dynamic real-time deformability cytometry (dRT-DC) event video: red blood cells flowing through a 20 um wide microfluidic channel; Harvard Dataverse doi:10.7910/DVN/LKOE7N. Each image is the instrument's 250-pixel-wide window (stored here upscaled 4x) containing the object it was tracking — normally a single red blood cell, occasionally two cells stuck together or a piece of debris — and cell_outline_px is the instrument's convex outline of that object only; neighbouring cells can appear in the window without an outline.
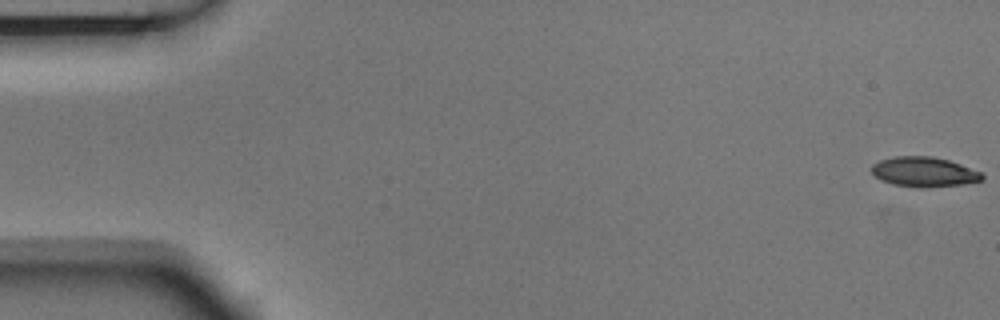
{"species": "Egyptian fruit bat (a non-hibernating species)", "species_latin": "Rousettus aegyptiacus", "temperature_condition": "room temperature", "stored_images_in_passage": 4, "camera_frame_rate_fps": 3000, "um_per_image_px": 0.085, "animal": {"sex": "male"}, "frame": {"image": 1, "passage_image": 1, "time_ms": 0.0, "image_size_px": [1000, 320], "cell_outline_px": [[984, 180], [964, 184], [924, 188], [892, 184], [880, 180], [872, 172], [872, 164], [880, 160], [896, 156], [932, 156], [948, 160], [960, 164], [980, 172], [984, 176]], "centroid_in_image_um": [78.54, 14.61], "position_along_channel_um": 6.5, "area_um2": 19.19}}
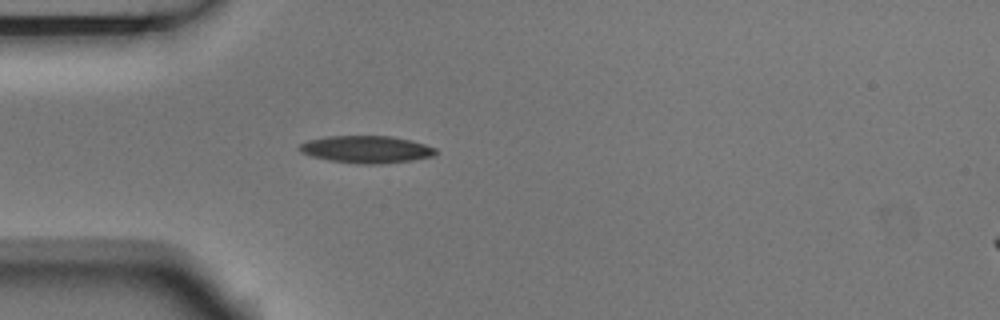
{"frame": {"image": 2, "passage_image": 4, "time_ms": 1.0, "image_size_px": [1000, 320], "cell_outline_px": [[436, 156], [412, 160], [380, 164], [360, 164], [328, 160], [312, 156], [300, 152], [296, 148], [300, 144], [308, 140], [324, 136], [392, 136], [412, 140], [436, 148]], "centroid_in_image_um": [31.13, 12.69], "position_along_channel_um": 53.9, "area_um2": 21.85}}